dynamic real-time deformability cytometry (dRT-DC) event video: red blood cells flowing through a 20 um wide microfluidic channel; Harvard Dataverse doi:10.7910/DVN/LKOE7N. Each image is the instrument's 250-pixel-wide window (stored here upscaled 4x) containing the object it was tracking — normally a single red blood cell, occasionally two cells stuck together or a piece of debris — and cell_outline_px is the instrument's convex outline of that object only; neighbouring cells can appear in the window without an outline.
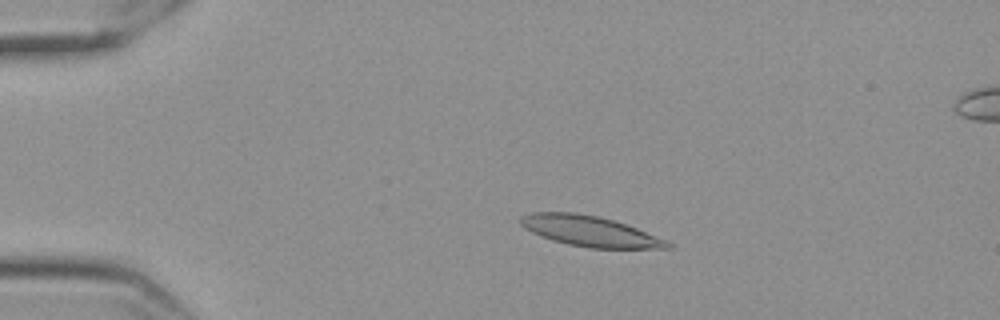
{"species": "Egyptian fruit bat (a non-hibernating species)", "species_latin": "Rousettus aegyptiacus", "temperature_condition": "cold", "stored_images_in_passage": 53, "camera_frame_rate_fps": 3000, "um_per_image_px": 0.085, "frame": {"image": 1, "passage_image": 7, "time_ms": 2.0, "image_size_px": [1000, 320], "cell_outline_px": [[672, 248], [588, 248], [568, 244], [552, 240], [540, 236], [524, 228], [520, 224], [520, 216], [532, 212], [576, 212], [596, 216], [612, 220], [636, 228], [668, 240], [672, 244]], "centroid_in_image_um": [50.11, 19.65], "position_along_channel_um": 34.9, "area_um2": 26.01}}
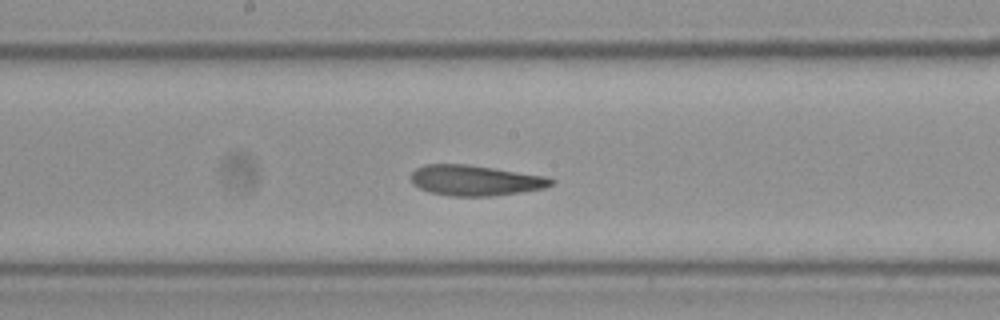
{"frame": {"image": 2, "passage_image": 26, "time_ms": 8.333, "image_size_px": [1000, 320], "cell_outline_px": [[556, 180], [552, 184], [544, 188], [520, 192], [492, 196], [448, 196], [428, 192], [412, 184], [412, 172], [416, 168], [424, 164], [464, 164], [492, 168], [544, 176]], "centroid_in_image_um": [40.36, 15.34], "position_along_channel_um": 207.8, "area_um2": 24.74}}
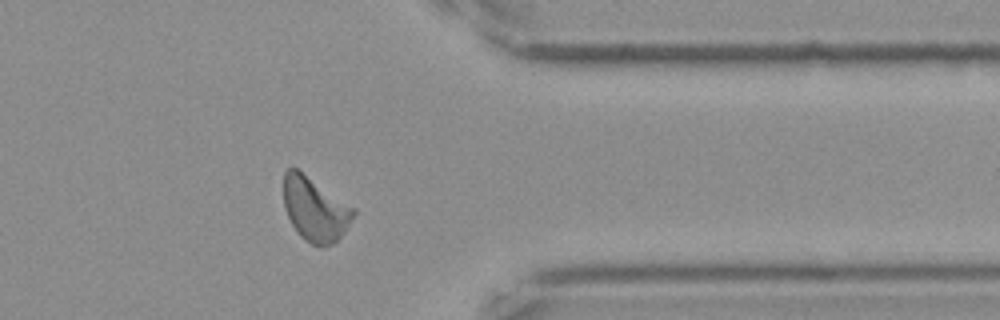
{"frame": {"image": 3, "passage_image": 42, "time_ms": 13.667, "image_size_px": [1000, 320], "cell_outline_px": [[356, 212], [344, 232], [332, 244], [320, 248], [304, 240], [300, 236], [292, 224], [284, 208], [284, 172], [288, 168], [296, 168], [356, 208]], "centroid_in_image_um": [26.78, 17.79], "position_along_channel_um": 384.6, "area_um2": 25.95}, "authors_computed_cell_mechanics": {"area_um2": 25.2586, "velocity_mm_per_s": 3.5005, "shape_relaxation_time_tau1_ms": 9.9523, "shape_relaxation_time_tau2_ms": 3.3733, "deformation_change_tau1": 0.1961, "deformation_change_tau2": 0.1069}}